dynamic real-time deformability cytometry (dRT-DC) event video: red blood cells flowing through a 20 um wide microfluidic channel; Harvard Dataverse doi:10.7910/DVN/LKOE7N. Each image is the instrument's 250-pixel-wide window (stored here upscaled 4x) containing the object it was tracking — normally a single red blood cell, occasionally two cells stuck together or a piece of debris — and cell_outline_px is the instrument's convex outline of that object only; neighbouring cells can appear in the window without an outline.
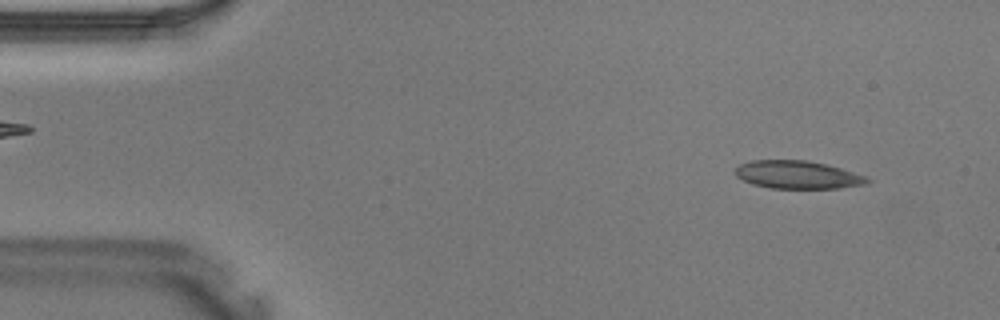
{"species": "Egyptian fruit bat (a non-hibernating species)", "species_latin": "Rousettus aegyptiacus", "temperature_condition": "warm", "stored_images_in_passage": 39, "camera_frame_rate_fps": 3000, "um_per_image_px": 0.085, "animal": {"sex": "male"}, "frame": {"image": 1, "passage_image": 3, "time_ms": 0.667, "image_size_px": [1000, 320], "cell_outline_px": [[872, 180], [868, 184], [836, 188], [772, 188], [752, 184], [736, 176], [736, 168], [740, 164], [752, 160], [808, 160], [840, 168], [864, 176]], "centroid_in_image_um": [67.79, 14.85], "position_along_channel_um": 17.2, "area_um2": 21.27}}
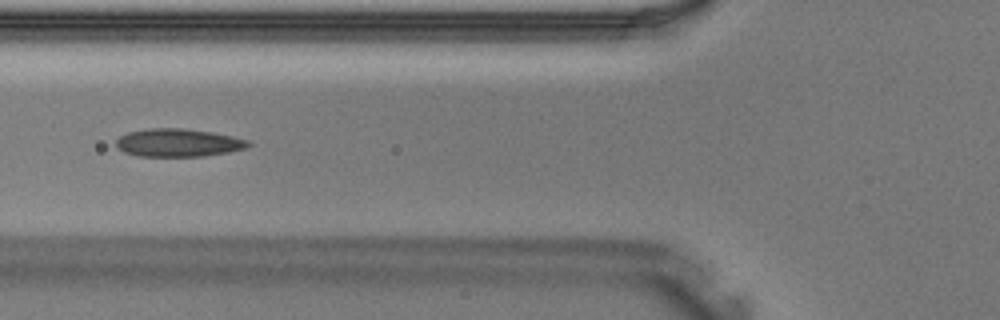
{"frame": {"image": 2, "passage_image": 14, "time_ms": 4.333, "image_size_px": [1000, 320], "cell_outline_px": [[252, 144], [248, 148], [228, 152], [204, 156], [140, 156], [124, 152], [116, 148], [116, 140], [120, 136], [128, 132], [148, 128], [184, 128], [212, 132], [252, 140]], "centroid_in_image_um": [15.19, 12.13], "position_along_channel_um": 110.6, "area_um2": 21.79}}
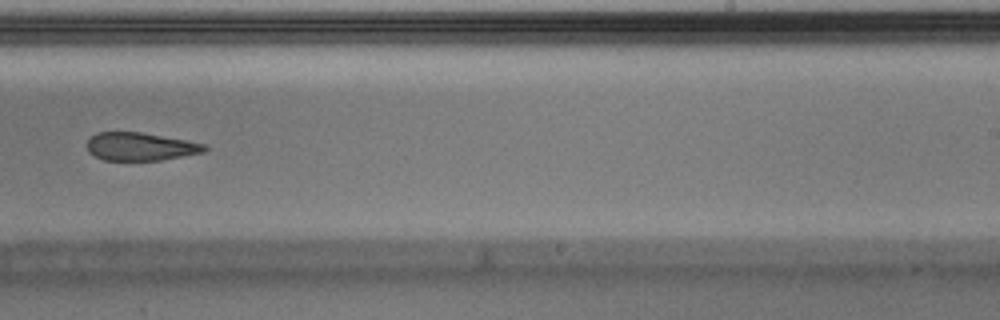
{"frame": {"image": 3, "passage_image": 24, "time_ms": 7.667, "image_size_px": [1000, 320], "cell_outline_px": [[208, 148], [204, 152], [160, 160], [104, 160], [88, 152], [88, 140], [96, 132], [140, 132], [188, 140], [208, 144]], "centroid_in_image_um": [11.97, 12.45], "position_along_channel_um": 277.0, "area_um2": 19.19}}